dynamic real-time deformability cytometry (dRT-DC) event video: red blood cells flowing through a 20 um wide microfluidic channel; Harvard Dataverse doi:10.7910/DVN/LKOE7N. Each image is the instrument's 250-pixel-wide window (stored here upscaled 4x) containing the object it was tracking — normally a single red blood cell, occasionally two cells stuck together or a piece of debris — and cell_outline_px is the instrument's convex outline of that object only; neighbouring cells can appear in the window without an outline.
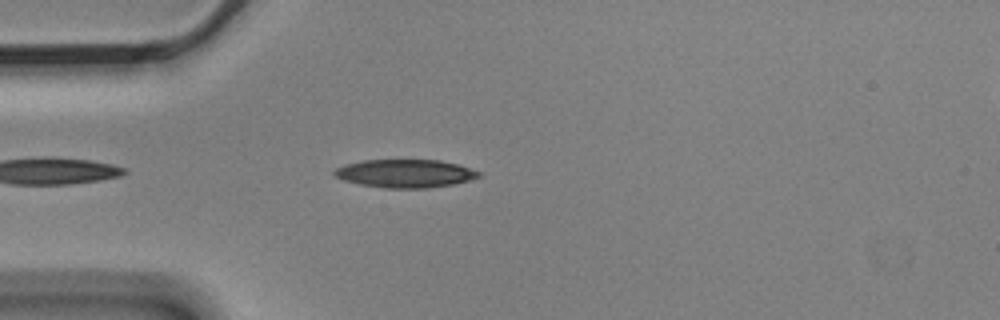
{"species": "Egyptian fruit bat (a non-hibernating species)", "species_latin": "Rousettus aegyptiacus", "temperature_condition": "cold", "stored_images_in_passage": 4, "camera_frame_rate_fps": 3000, "um_per_image_px": 0.085, "animal": {"sex": "male"}, "frame": {"image": 1, "passage_image": 3, "time_ms": 0.667, "image_size_px": [1000, 320], "cell_outline_px": [[480, 176], [468, 180], [452, 184], [428, 188], [384, 188], [360, 184], [344, 180], [336, 176], [332, 172], [336, 168], [344, 164], [364, 160], [440, 160], [456, 164], [480, 172]], "centroid_in_image_um": [34.4, 14.74], "position_along_channel_um": 50.6, "area_um2": 23.47}}